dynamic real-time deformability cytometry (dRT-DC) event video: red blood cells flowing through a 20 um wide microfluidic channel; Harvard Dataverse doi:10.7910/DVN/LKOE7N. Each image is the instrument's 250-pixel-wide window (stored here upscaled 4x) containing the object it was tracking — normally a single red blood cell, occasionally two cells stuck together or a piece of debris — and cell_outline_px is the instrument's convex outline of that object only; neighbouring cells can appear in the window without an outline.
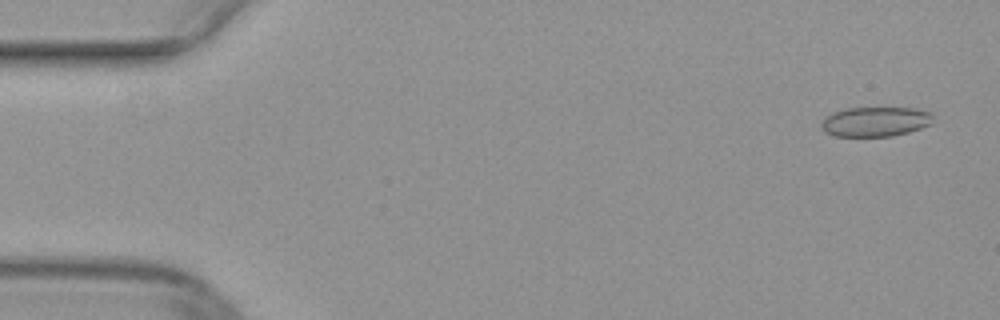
{"species": "common noctule bat (a hibernating species)", "species_latin": "Nyctalus noctula", "temperature_condition": "warm", "stored_images_in_passage": 17, "camera_frame_rate_fps": 3000, "um_per_image_px": 0.085, "animal": {"sex": "female", "body_mass_g": 29.2, "forearm_length_mm": 56.3}, "frame": {"image": 1, "passage_image": 3, "time_ms": 0.667, "image_size_px": [1000, 320], "cell_outline_px": [[932, 124], [908, 132], [892, 136], [836, 136], [824, 132], [820, 128], [820, 124], [824, 116], [832, 112], [844, 108], [912, 108], [932, 112]], "centroid_in_image_um": [74.36, 10.33], "position_along_channel_um": 10.6, "area_um2": 19.54}}
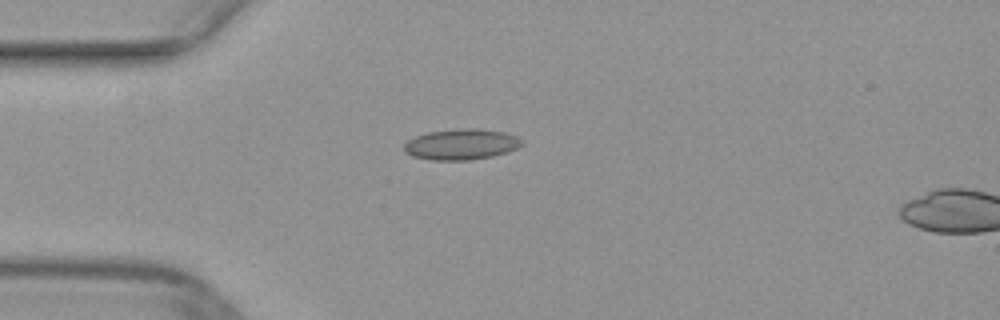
{"frame": {"image": 2, "passage_image": 14, "time_ms": 4.333, "image_size_px": [1000, 320], "cell_outline_px": [[524, 144], [508, 152], [492, 156], [468, 160], [432, 160], [412, 156], [404, 152], [404, 144], [408, 140], [416, 136], [428, 132], [460, 128], [476, 128], [504, 132], [516, 136], [524, 140]], "centroid_in_image_um": [39.22, 12.26], "position_along_channel_um": 45.8, "area_um2": 21.21}}